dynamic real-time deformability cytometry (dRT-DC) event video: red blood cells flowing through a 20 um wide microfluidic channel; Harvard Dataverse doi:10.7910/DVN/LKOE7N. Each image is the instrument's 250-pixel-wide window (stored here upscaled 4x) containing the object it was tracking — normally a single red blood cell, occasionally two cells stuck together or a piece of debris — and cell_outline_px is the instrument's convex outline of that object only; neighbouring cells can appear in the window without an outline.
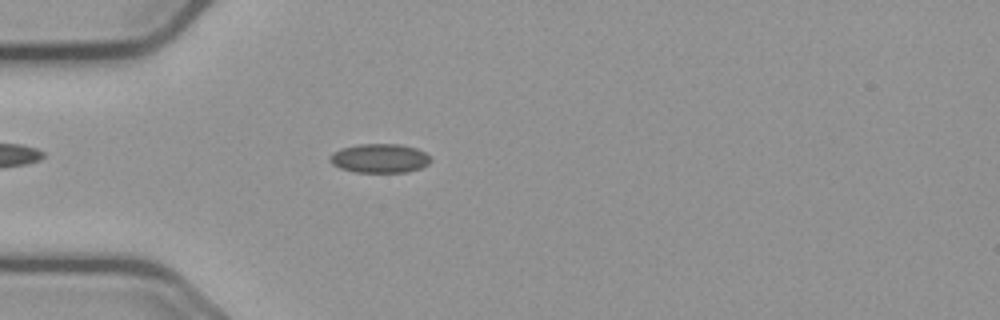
{"species": "common noctule bat (a hibernating species)", "species_latin": "Nyctalus noctula", "temperature_condition": "cold", "stored_images_in_passage": 41, "camera_frame_rate_fps": 3000, "um_per_image_px": 0.085, "animal": {"sex": "male", "body_mass_g": 23.1, "forearm_length_mm": 52.7}, "frame": {"image": 1, "passage_image": 1, "time_ms": 0.0, "image_size_px": [1000, 320], "cell_outline_px": [[432, 160], [428, 164], [420, 168], [408, 172], [356, 172], [340, 168], [332, 164], [328, 160], [332, 152], [340, 148], [360, 144], [400, 144], [416, 148], [432, 156]], "centroid_in_image_um": [32.28, 13.45], "position_along_channel_um": 52.7, "area_um2": 17.22}}
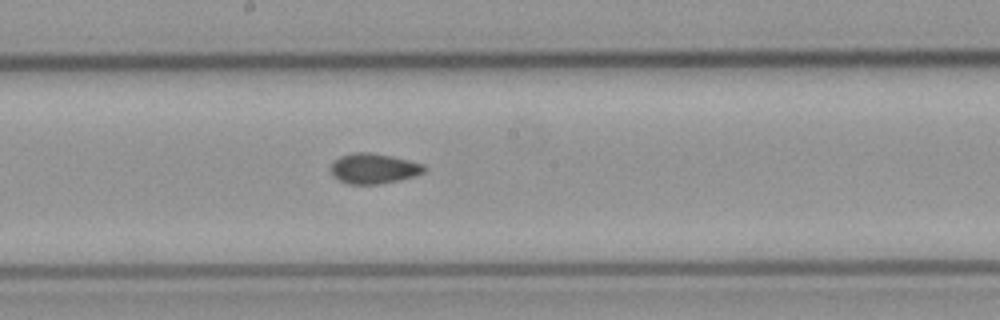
{"frame": {"image": 2, "passage_image": 15, "time_ms": 4.667, "image_size_px": [1000, 320], "cell_outline_px": [[424, 172], [400, 180], [380, 184], [348, 184], [340, 180], [332, 172], [332, 164], [340, 156], [352, 152], [368, 152], [392, 156], [424, 164]], "centroid_in_image_um": [31.78, 14.32], "position_along_channel_um": 216.4, "area_um2": 16.18}}
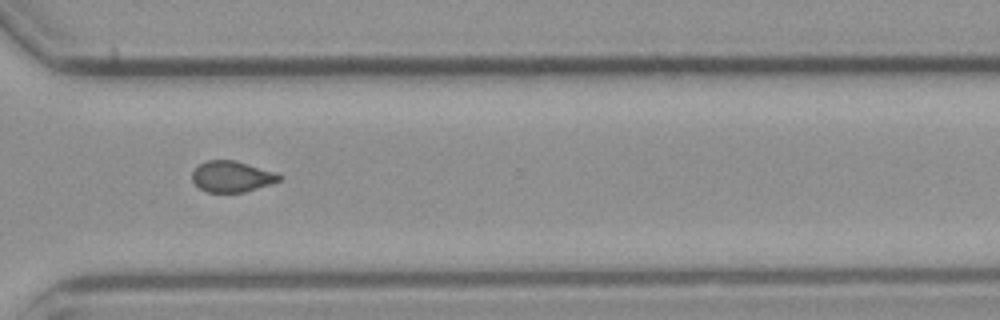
{"frame": {"image": 3, "passage_image": 26, "time_ms": 8.333, "image_size_px": [1000, 320], "cell_outline_px": [[284, 176], [280, 180], [244, 192], [208, 192], [200, 188], [192, 180], [192, 172], [200, 164], [208, 160], [236, 160]], "centroid_in_image_um": [19.68, 15.0], "position_along_channel_um": 350.9, "area_um2": 15.37}, "authors_computed_cell_mechanics": {"area_um2": 16.0684, "velocity_mm_per_s": 3.6865, "shape_relaxation_time_tau1_ms": null, "shape_relaxation_time_tau2_ms": 3.2438, "deformation_change_tau1": null, "deformation_change_tau2": 0.0678}}